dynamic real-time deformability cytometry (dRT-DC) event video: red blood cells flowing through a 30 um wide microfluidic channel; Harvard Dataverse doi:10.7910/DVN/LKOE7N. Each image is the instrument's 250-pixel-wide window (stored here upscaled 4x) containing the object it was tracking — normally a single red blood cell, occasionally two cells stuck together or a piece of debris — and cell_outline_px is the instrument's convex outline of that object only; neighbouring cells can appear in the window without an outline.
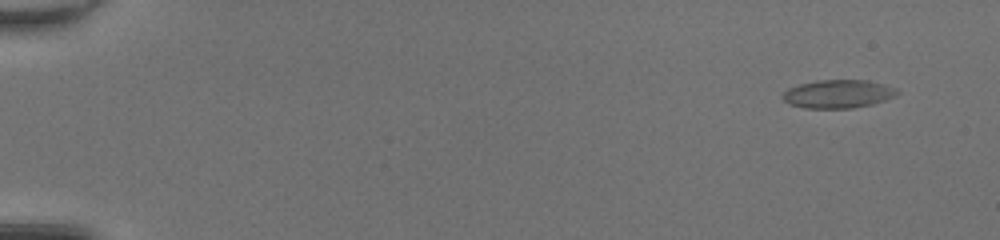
{"species": "common noctule bat (a hibernating species)", "species_latin": "Nyctalus noctula", "temperature_condition": "room temperature", "stored_images_in_passage": 51, "camera_frame_rate_fps": 3000, "um_per_image_px": 0.085, "animal": {"sex": "female", "body_mass_g": 20.0, "forearm_length_mm": 54.0}, "frame": {"image": 1, "passage_image": 4, "time_ms": 1.0, "image_size_px": [1000, 240], "cell_outline_px": [[900, 92], [896, 96], [872, 104], [852, 108], [804, 108], [788, 104], [780, 96], [788, 88], [800, 84], [816, 80], [868, 80], [884, 84], [896, 88]], "centroid_in_image_um": [71.23, 7.98], "position_along_channel_um": 13.8, "area_um2": 19.02}}
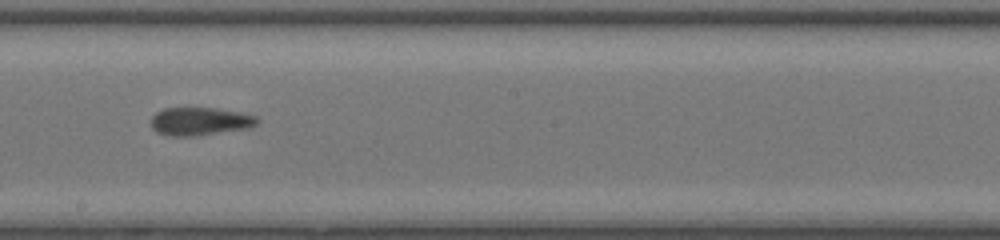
{"frame": {"image": 2, "passage_image": 31, "time_ms": 10.0, "image_size_px": [1000, 240], "cell_outline_px": [[260, 120], [256, 124], [248, 128], [196, 136], [172, 136], [156, 132], [152, 128], [152, 116], [156, 112], [164, 108], [216, 108], [240, 112], [256, 116]], "centroid_in_image_um": [17.0, 10.31], "position_along_channel_um": 231.2, "area_um2": 17.34}}
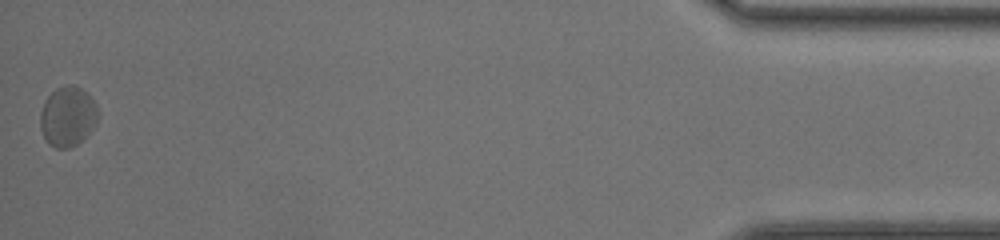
{"frame": {"image": 3, "passage_image": 51, "time_ms": 16.667, "image_size_px": [1000, 240], "cell_outline_px": [[100, 116], [96, 124], [76, 144], [68, 148], [56, 148], [48, 144], [40, 128], [40, 112], [44, 100], [56, 88], [68, 84], [72, 84], [88, 92], [96, 104], [100, 112]], "centroid_in_image_um": [5.76, 9.87], "position_along_channel_um": 429.4, "area_um2": 20.35}, "authors_computed_cell_mechanics": {"area_um2": 18.207, "velocity_mm_per_s": 4.2134, "shape_relaxation_time_tau1_ms": null, "shape_relaxation_time_tau2_ms": 2.3261, "deformation_change_tau1": null, "deformation_change_tau2": 0.0837}}